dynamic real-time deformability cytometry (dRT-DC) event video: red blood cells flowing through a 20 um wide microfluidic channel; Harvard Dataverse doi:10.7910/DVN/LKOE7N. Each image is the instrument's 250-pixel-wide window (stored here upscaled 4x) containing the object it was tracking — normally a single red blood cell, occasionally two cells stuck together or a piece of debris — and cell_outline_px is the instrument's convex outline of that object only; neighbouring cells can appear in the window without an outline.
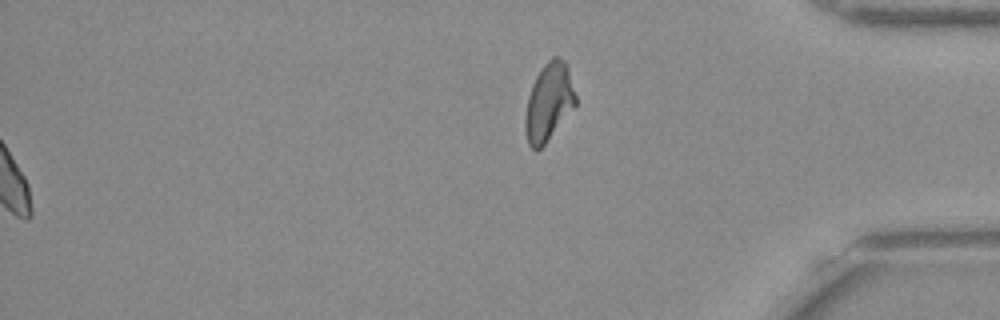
{"species": "Egyptian fruit bat (a non-hibernating species)", "species_latin": "Rousettus aegyptiacus", "temperature_condition": "warm", "stored_images_in_passage": 55, "segment_of_instrument_passage": [2, 2], "camera_frame_rate_fps": 3000, "um_per_image_px": 0.085, "frame": {"image": 1, "passage_image": 55, "time_ms": 18.0, "image_size_px": [1000, 320], "cell_outline_px": [[576, 104], [544, 144], [536, 152], [528, 144], [524, 128], [524, 120], [528, 96], [532, 84], [540, 68], [552, 56], [560, 56], [564, 60], [568, 68], [576, 96]], "centroid_in_image_um": [46.62, 8.65], "position_along_channel_um": 388.6, "area_um2": 22.72}}